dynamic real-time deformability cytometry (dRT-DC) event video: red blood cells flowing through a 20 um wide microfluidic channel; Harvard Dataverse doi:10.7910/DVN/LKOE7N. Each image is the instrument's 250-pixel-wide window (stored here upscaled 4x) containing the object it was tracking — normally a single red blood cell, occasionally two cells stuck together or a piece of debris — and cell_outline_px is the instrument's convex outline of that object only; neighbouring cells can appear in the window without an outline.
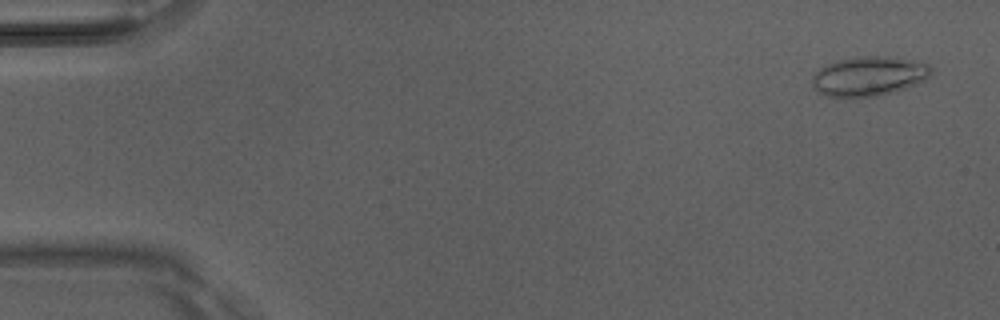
{"species": "Egyptian fruit bat (a non-hibernating species)", "species_latin": "Rousettus aegyptiacus", "temperature_condition": "room temperature", "stored_images_in_passage": 5, "camera_frame_rate_fps": 3000, "um_per_image_px": 0.085, "animal": {"sex": "male"}, "frame": {"image": 1, "passage_image": 1, "time_ms": 0.0, "image_size_px": [1000, 320], "cell_outline_px": [[932, 72], [924, 80], [896, 92], [876, 96], [828, 96], [820, 92], [812, 84], [812, 76], [820, 68], [836, 60], [856, 56], [888, 56], [928, 64], [932, 68]], "centroid_in_image_um": [73.86, 6.46], "position_along_channel_um": 11.1, "area_um2": 27.05}}